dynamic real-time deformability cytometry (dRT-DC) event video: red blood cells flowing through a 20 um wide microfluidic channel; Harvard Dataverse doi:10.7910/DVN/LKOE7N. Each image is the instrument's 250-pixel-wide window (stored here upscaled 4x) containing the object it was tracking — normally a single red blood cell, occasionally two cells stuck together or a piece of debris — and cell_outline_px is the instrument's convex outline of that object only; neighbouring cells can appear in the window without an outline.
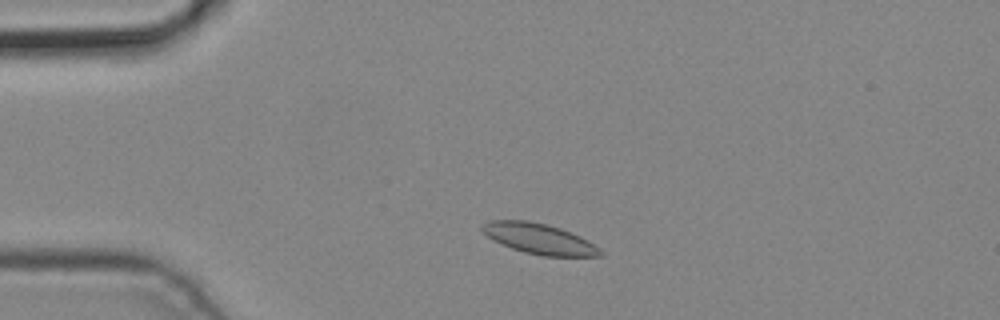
{"species": "common noctule bat (a hibernating species)", "species_latin": "Nyctalus noctula", "temperature_condition": "cold", "stored_images_in_passage": 3, "camera_frame_rate_fps": 3000, "um_per_image_px": 0.085, "animal": {"sex": "male", "body_mass_g": 19.2, "forearm_length_mm": 51.8}, "frame": {"image": 1, "passage_image": 2, "time_ms": 0.333, "image_size_px": [1000, 320], "cell_outline_px": [[604, 252], [600, 256], [544, 256], [524, 252], [512, 248], [492, 240], [480, 228], [480, 224], [488, 220], [528, 220], [548, 224], [560, 228], [580, 236], [588, 240], [600, 248]], "centroid_in_image_um": [45.82, 20.28], "position_along_channel_um": 39.2, "area_um2": 21.1}}